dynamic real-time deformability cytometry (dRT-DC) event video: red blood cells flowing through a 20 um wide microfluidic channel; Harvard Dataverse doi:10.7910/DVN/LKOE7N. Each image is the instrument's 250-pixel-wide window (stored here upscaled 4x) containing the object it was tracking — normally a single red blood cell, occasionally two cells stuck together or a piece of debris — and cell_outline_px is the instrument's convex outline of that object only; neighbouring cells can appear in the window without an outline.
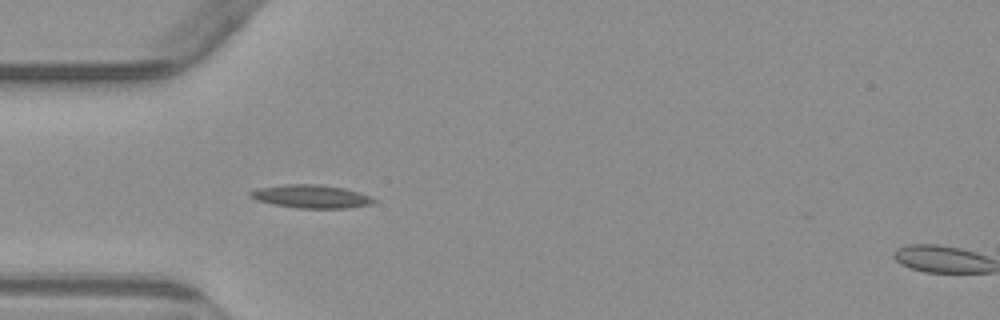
{"species": "common noctule bat (a hibernating species)", "species_latin": "Nyctalus noctula", "temperature_condition": "warm", "stored_images_in_passage": 5, "segment_of_instrument_passage": [1, 2], "camera_frame_rate_fps": 3000, "um_per_image_px": 0.085, "animal": {"sex": "male", "body_mass_g": 23.1, "forearm_length_mm": 52.7}, "frame": {"image": 1, "passage_image": 4, "time_ms": 4.333, "image_size_px": [1000, 320], "cell_outline_px": [[376, 200], [372, 204], [348, 208], [296, 208], [272, 204], [256, 200], [248, 196], [248, 192], [256, 188], [284, 184], [320, 184], [344, 188], [360, 192], [372, 196]], "centroid_in_image_um": [26.43, 16.69], "position_along_channel_um": 58.6, "area_um2": 16.99}}